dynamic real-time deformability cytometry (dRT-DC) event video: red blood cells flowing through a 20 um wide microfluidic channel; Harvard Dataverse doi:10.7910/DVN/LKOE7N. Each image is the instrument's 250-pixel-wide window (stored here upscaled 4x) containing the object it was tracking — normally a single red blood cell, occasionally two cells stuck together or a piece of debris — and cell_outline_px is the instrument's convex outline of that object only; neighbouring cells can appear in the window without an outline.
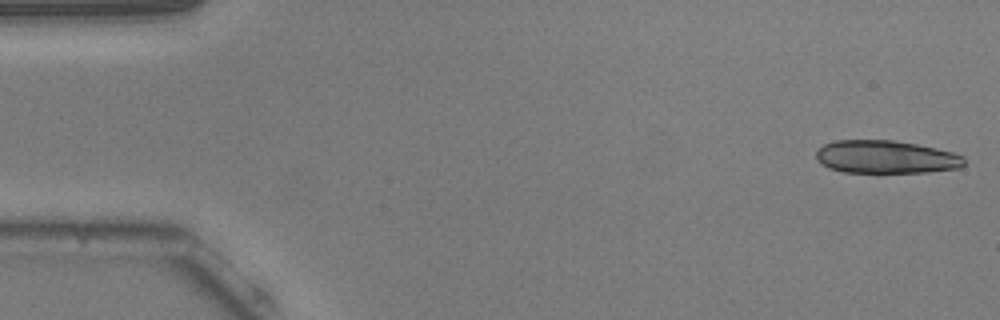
{"species": "common noctule bat (a hibernating species)", "species_latin": "Nyctalus noctula", "temperature_condition": "warm", "stored_images_in_passage": 28, "camera_frame_rate_fps": 3000, "um_per_image_px": 0.085, "animal": {"sex": "male", "body_mass_g": 20.5, "forearm_length_mm": 52.5}, "frame": {"image": 1, "passage_image": 1, "time_ms": 0.0, "image_size_px": [1000, 320], "cell_outline_px": [[964, 164], [960, 168], [928, 172], [844, 172], [828, 168], [820, 164], [816, 160], [816, 148], [824, 144], [836, 140], [892, 140], [916, 144], [936, 148], [952, 152], [964, 156]], "centroid_in_image_um": [75.26, 13.34], "position_along_channel_um": 9.7, "area_um2": 28.61}}